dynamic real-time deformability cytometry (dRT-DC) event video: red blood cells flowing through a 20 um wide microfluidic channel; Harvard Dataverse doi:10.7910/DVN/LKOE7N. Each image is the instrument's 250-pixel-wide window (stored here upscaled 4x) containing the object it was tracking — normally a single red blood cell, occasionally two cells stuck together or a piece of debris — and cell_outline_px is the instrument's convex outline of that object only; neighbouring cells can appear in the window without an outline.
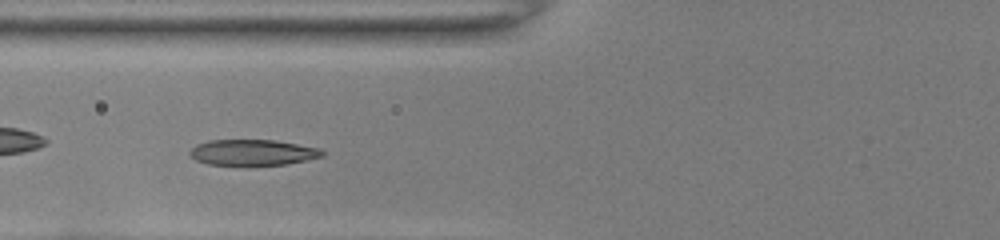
{"species": "common noctule bat (a hibernating species)", "species_latin": "Nyctalus noctula", "temperature_condition": "room temperature", "stored_images_in_passage": 42, "camera_frame_rate_fps": 3000, "um_per_image_px": 0.085, "animal": {"sex": "female", "body_mass_g": 22.0, "forearm_length_mm": 56.7}, "frame": {"image": 1, "passage_image": 13, "time_ms": 4.0, "image_size_px": [1000, 240], "cell_outline_px": [[324, 156], [308, 160], [288, 164], [240, 168], [208, 164], [196, 160], [188, 152], [196, 144], [208, 140], [276, 140], [320, 148], [324, 152]], "centroid_in_image_um": [21.47, 13.0], "position_along_channel_um": 104.3, "area_um2": 20.92}}
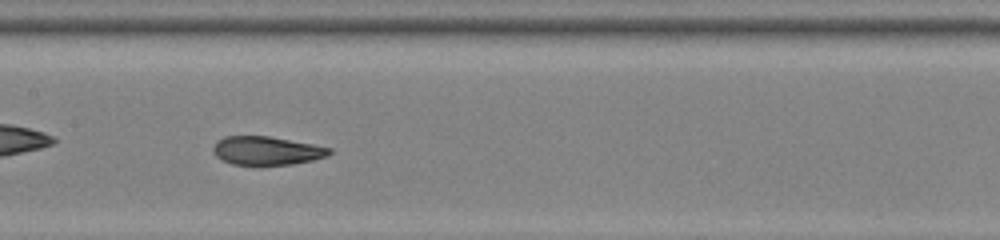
{"frame": {"image": 2, "passage_image": 19, "time_ms": 6.0, "image_size_px": [1000, 240], "cell_outline_px": [[332, 152], [328, 156], [312, 160], [292, 164], [260, 168], [232, 164], [216, 156], [212, 148], [216, 140], [224, 136], [268, 136], [312, 144], [332, 148]], "centroid_in_image_um": [22.65, 12.85], "position_along_channel_um": 184.8, "area_um2": 20.0}, "authors_computed_cell_mechanics": {"area_um2": 20.2878, "velocity_mm_per_s": 4.0119, "shape_relaxation_time_tau1_ms": 5.6556, "shape_relaxation_time_tau2_ms": null, "deformation_change_tau1": 0.2082, "deformation_change_tau2": null}}